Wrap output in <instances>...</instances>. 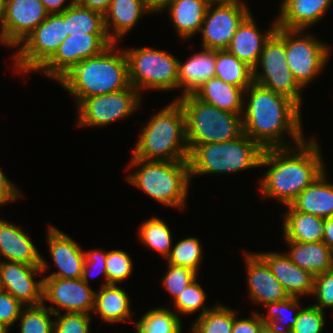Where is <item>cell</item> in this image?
Masks as SVG:
<instances>
[{
  "instance_id": "obj_1",
  "label": "cell",
  "mask_w": 333,
  "mask_h": 333,
  "mask_svg": "<svg viewBox=\"0 0 333 333\" xmlns=\"http://www.w3.org/2000/svg\"><path fill=\"white\" fill-rule=\"evenodd\" d=\"M244 94L249 100H244L243 133L263 150L292 147L306 139L301 108L294 101L254 82ZM286 134L292 143L284 139Z\"/></svg>"
},
{
  "instance_id": "obj_2",
  "label": "cell",
  "mask_w": 333,
  "mask_h": 333,
  "mask_svg": "<svg viewBox=\"0 0 333 333\" xmlns=\"http://www.w3.org/2000/svg\"><path fill=\"white\" fill-rule=\"evenodd\" d=\"M319 141L307 138L292 147L263 151L260 167H269L257 181L263 198H275L284 206L290 203L318 176L327 170Z\"/></svg>"
},
{
  "instance_id": "obj_3",
  "label": "cell",
  "mask_w": 333,
  "mask_h": 333,
  "mask_svg": "<svg viewBox=\"0 0 333 333\" xmlns=\"http://www.w3.org/2000/svg\"><path fill=\"white\" fill-rule=\"evenodd\" d=\"M118 44L112 43L100 54L82 60L58 81L76 99L75 105L85 98L130 86L127 57Z\"/></svg>"
},
{
  "instance_id": "obj_4",
  "label": "cell",
  "mask_w": 333,
  "mask_h": 333,
  "mask_svg": "<svg viewBox=\"0 0 333 333\" xmlns=\"http://www.w3.org/2000/svg\"><path fill=\"white\" fill-rule=\"evenodd\" d=\"M141 127L133 158L156 161H189L184 111L177 100L154 113Z\"/></svg>"
},
{
  "instance_id": "obj_5",
  "label": "cell",
  "mask_w": 333,
  "mask_h": 333,
  "mask_svg": "<svg viewBox=\"0 0 333 333\" xmlns=\"http://www.w3.org/2000/svg\"><path fill=\"white\" fill-rule=\"evenodd\" d=\"M131 167L139 169L126 175L128 183L164 206L179 210L186 206L191 181L189 161L143 160L131 156L126 168Z\"/></svg>"
},
{
  "instance_id": "obj_6",
  "label": "cell",
  "mask_w": 333,
  "mask_h": 333,
  "mask_svg": "<svg viewBox=\"0 0 333 333\" xmlns=\"http://www.w3.org/2000/svg\"><path fill=\"white\" fill-rule=\"evenodd\" d=\"M263 149L249 136L197 145L189 155L190 179L202 175L233 174L260 167Z\"/></svg>"
},
{
  "instance_id": "obj_7",
  "label": "cell",
  "mask_w": 333,
  "mask_h": 333,
  "mask_svg": "<svg viewBox=\"0 0 333 333\" xmlns=\"http://www.w3.org/2000/svg\"><path fill=\"white\" fill-rule=\"evenodd\" d=\"M174 100L184 111L189 152L197 145L230 141L243 133L242 115L207 104L194 94Z\"/></svg>"
},
{
  "instance_id": "obj_8",
  "label": "cell",
  "mask_w": 333,
  "mask_h": 333,
  "mask_svg": "<svg viewBox=\"0 0 333 333\" xmlns=\"http://www.w3.org/2000/svg\"><path fill=\"white\" fill-rule=\"evenodd\" d=\"M123 50L127 57L130 85L140 94L149 89L167 92L178 88L179 59L172 53L150 47Z\"/></svg>"
},
{
  "instance_id": "obj_9",
  "label": "cell",
  "mask_w": 333,
  "mask_h": 333,
  "mask_svg": "<svg viewBox=\"0 0 333 333\" xmlns=\"http://www.w3.org/2000/svg\"><path fill=\"white\" fill-rule=\"evenodd\" d=\"M67 32V9L49 14L18 46L12 55L14 70L19 74L36 72L55 54Z\"/></svg>"
},
{
  "instance_id": "obj_10",
  "label": "cell",
  "mask_w": 333,
  "mask_h": 333,
  "mask_svg": "<svg viewBox=\"0 0 333 333\" xmlns=\"http://www.w3.org/2000/svg\"><path fill=\"white\" fill-rule=\"evenodd\" d=\"M259 68L262 69L261 72ZM253 78L254 83L288 97L301 108L302 88L295 81L287 64L284 28L276 27L266 40L259 61L253 69Z\"/></svg>"
},
{
  "instance_id": "obj_11",
  "label": "cell",
  "mask_w": 333,
  "mask_h": 333,
  "mask_svg": "<svg viewBox=\"0 0 333 333\" xmlns=\"http://www.w3.org/2000/svg\"><path fill=\"white\" fill-rule=\"evenodd\" d=\"M304 32V33H303ZM306 30L285 29V51L288 67L298 85L307 87L325 68L331 48ZM319 39V40H318Z\"/></svg>"
},
{
  "instance_id": "obj_12",
  "label": "cell",
  "mask_w": 333,
  "mask_h": 333,
  "mask_svg": "<svg viewBox=\"0 0 333 333\" xmlns=\"http://www.w3.org/2000/svg\"><path fill=\"white\" fill-rule=\"evenodd\" d=\"M142 95L131 85L123 90L85 98L77 105V127H103L135 113Z\"/></svg>"
},
{
  "instance_id": "obj_13",
  "label": "cell",
  "mask_w": 333,
  "mask_h": 333,
  "mask_svg": "<svg viewBox=\"0 0 333 333\" xmlns=\"http://www.w3.org/2000/svg\"><path fill=\"white\" fill-rule=\"evenodd\" d=\"M249 9L244 0L211 1L200 29L202 47L226 50Z\"/></svg>"
},
{
  "instance_id": "obj_14",
  "label": "cell",
  "mask_w": 333,
  "mask_h": 333,
  "mask_svg": "<svg viewBox=\"0 0 333 333\" xmlns=\"http://www.w3.org/2000/svg\"><path fill=\"white\" fill-rule=\"evenodd\" d=\"M112 42L107 34H71L60 44L55 54L37 71L58 82L84 59L96 56Z\"/></svg>"
},
{
  "instance_id": "obj_15",
  "label": "cell",
  "mask_w": 333,
  "mask_h": 333,
  "mask_svg": "<svg viewBox=\"0 0 333 333\" xmlns=\"http://www.w3.org/2000/svg\"><path fill=\"white\" fill-rule=\"evenodd\" d=\"M43 279V303L48 301V308L59 314L65 312L85 313L92 315L95 305V290L82 278L65 279L41 277ZM58 307V310L56 307Z\"/></svg>"
},
{
  "instance_id": "obj_16",
  "label": "cell",
  "mask_w": 333,
  "mask_h": 333,
  "mask_svg": "<svg viewBox=\"0 0 333 333\" xmlns=\"http://www.w3.org/2000/svg\"><path fill=\"white\" fill-rule=\"evenodd\" d=\"M50 265L42 256L41 265L0 260V274L5 292L12 294L23 306L43 303V279L35 280L48 271ZM42 273V274H41Z\"/></svg>"
},
{
  "instance_id": "obj_17",
  "label": "cell",
  "mask_w": 333,
  "mask_h": 333,
  "mask_svg": "<svg viewBox=\"0 0 333 333\" xmlns=\"http://www.w3.org/2000/svg\"><path fill=\"white\" fill-rule=\"evenodd\" d=\"M48 15L41 0H3L6 46L18 48Z\"/></svg>"
},
{
  "instance_id": "obj_18",
  "label": "cell",
  "mask_w": 333,
  "mask_h": 333,
  "mask_svg": "<svg viewBox=\"0 0 333 333\" xmlns=\"http://www.w3.org/2000/svg\"><path fill=\"white\" fill-rule=\"evenodd\" d=\"M244 262L246 265L247 294L257 305L286 300L289 295L282 284L273 275L268 264L256 253L245 251Z\"/></svg>"
},
{
  "instance_id": "obj_19",
  "label": "cell",
  "mask_w": 333,
  "mask_h": 333,
  "mask_svg": "<svg viewBox=\"0 0 333 333\" xmlns=\"http://www.w3.org/2000/svg\"><path fill=\"white\" fill-rule=\"evenodd\" d=\"M47 232L50 257L58 270L43 277L82 278L85 253L81 246L55 226L49 225Z\"/></svg>"
},
{
  "instance_id": "obj_20",
  "label": "cell",
  "mask_w": 333,
  "mask_h": 333,
  "mask_svg": "<svg viewBox=\"0 0 333 333\" xmlns=\"http://www.w3.org/2000/svg\"><path fill=\"white\" fill-rule=\"evenodd\" d=\"M256 253L268 264L289 297L312 295L314 276L294 264L286 253L278 251Z\"/></svg>"
},
{
  "instance_id": "obj_21",
  "label": "cell",
  "mask_w": 333,
  "mask_h": 333,
  "mask_svg": "<svg viewBox=\"0 0 333 333\" xmlns=\"http://www.w3.org/2000/svg\"><path fill=\"white\" fill-rule=\"evenodd\" d=\"M274 20V22H271V27L263 33L256 25L254 15L250 13L238 26L234 38L226 50L254 69L266 40L276 30L277 18L275 17Z\"/></svg>"
},
{
  "instance_id": "obj_22",
  "label": "cell",
  "mask_w": 333,
  "mask_h": 333,
  "mask_svg": "<svg viewBox=\"0 0 333 333\" xmlns=\"http://www.w3.org/2000/svg\"><path fill=\"white\" fill-rule=\"evenodd\" d=\"M333 0H281L277 27L308 30L318 24L330 9Z\"/></svg>"
},
{
  "instance_id": "obj_23",
  "label": "cell",
  "mask_w": 333,
  "mask_h": 333,
  "mask_svg": "<svg viewBox=\"0 0 333 333\" xmlns=\"http://www.w3.org/2000/svg\"><path fill=\"white\" fill-rule=\"evenodd\" d=\"M153 14L147 7L145 0H111L110 6L104 15L106 33L112 43L122 41L143 18Z\"/></svg>"
},
{
  "instance_id": "obj_24",
  "label": "cell",
  "mask_w": 333,
  "mask_h": 333,
  "mask_svg": "<svg viewBox=\"0 0 333 333\" xmlns=\"http://www.w3.org/2000/svg\"><path fill=\"white\" fill-rule=\"evenodd\" d=\"M0 256L3 261L41 265L42 255L30 236L18 225L0 219Z\"/></svg>"
},
{
  "instance_id": "obj_25",
  "label": "cell",
  "mask_w": 333,
  "mask_h": 333,
  "mask_svg": "<svg viewBox=\"0 0 333 333\" xmlns=\"http://www.w3.org/2000/svg\"><path fill=\"white\" fill-rule=\"evenodd\" d=\"M185 61L178 60L179 97L194 94L205 81L215 77V49L201 47ZM182 88V89H181Z\"/></svg>"
},
{
  "instance_id": "obj_26",
  "label": "cell",
  "mask_w": 333,
  "mask_h": 333,
  "mask_svg": "<svg viewBox=\"0 0 333 333\" xmlns=\"http://www.w3.org/2000/svg\"><path fill=\"white\" fill-rule=\"evenodd\" d=\"M210 2V0H171L162 11H168L177 35L186 41L200 32Z\"/></svg>"
},
{
  "instance_id": "obj_27",
  "label": "cell",
  "mask_w": 333,
  "mask_h": 333,
  "mask_svg": "<svg viewBox=\"0 0 333 333\" xmlns=\"http://www.w3.org/2000/svg\"><path fill=\"white\" fill-rule=\"evenodd\" d=\"M326 170L307 186L291 203L298 211L326 219L333 216V183Z\"/></svg>"
},
{
  "instance_id": "obj_28",
  "label": "cell",
  "mask_w": 333,
  "mask_h": 333,
  "mask_svg": "<svg viewBox=\"0 0 333 333\" xmlns=\"http://www.w3.org/2000/svg\"><path fill=\"white\" fill-rule=\"evenodd\" d=\"M283 240L289 247L286 255L290 260L313 276L333 270V251L321 242H294Z\"/></svg>"
},
{
  "instance_id": "obj_29",
  "label": "cell",
  "mask_w": 333,
  "mask_h": 333,
  "mask_svg": "<svg viewBox=\"0 0 333 333\" xmlns=\"http://www.w3.org/2000/svg\"><path fill=\"white\" fill-rule=\"evenodd\" d=\"M245 90L226 83L218 77H212L194 93L201 101L221 110L234 114H243Z\"/></svg>"
},
{
  "instance_id": "obj_30",
  "label": "cell",
  "mask_w": 333,
  "mask_h": 333,
  "mask_svg": "<svg viewBox=\"0 0 333 333\" xmlns=\"http://www.w3.org/2000/svg\"><path fill=\"white\" fill-rule=\"evenodd\" d=\"M130 298L127 292L117 284L100 286L95 292V305L93 314L101 316L106 323L131 321L135 315L131 311Z\"/></svg>"
},
{
  "instance_id": "obj_31",
  "label": "cell",
  "mask_w": 333,
  "mask_h": 333,
  "mask_svg": "<svg viewBox=\"0 0 333 333\" xmlns=\"http://www.w3.org/2000/svg\"><path fill=\"white\" fill-rule=\"evenodd\" d=\"M283 213V236L288 241L294 242H321L323 240V229L325 219L312 214L298 212L290 205Z\"/></svg>"
},
{
  "instance_id": "obj_32",
  "label": "cell",
  "mask_w": 333,
  "mask_h": 333,
  "mask_svg": "<svg viewBox=\"0 0 333 333\" xmlns=\"http://www.w3.org/2000/svg\"><path fill=\"white\" fill-rule=\"evenodd\" d=\"M215 77L246 90L253 82V68L227 50H215Z\"/></svg>"
},
{
  "instance_id": "obj_33",
  "label": "cell",
  "mask_w": 333,
  "mask_h": 333,
  "mask_svg": "<svg viewBox=\"0 0 333 333\" xmlns=\"http://www.w3.org/2000/svg\"><path fill=\"white\" fill-rule=\"evenodd\" d=\"M182 320L171 308L150 309L134 322L136 333H183Z\"/></svg>"
},
{
  "instance_id": "obj_34",
  "label": "cell",
  "mask_w": 333,
  "mask_h": 333,
  "mask_svg": "<svg viewBox=\"0 0 333 333\" xmlns=\"http://www.w3.org/2000/svg\"><path fill=\"white\" fill-rule=\"evenodd\" d=\"M138 235L144 246L155 250L164 259L169 255L174 244L170 227L157 216L142 222L138 228Z\"/></svg>"
},
{
  "instance_id": "obj_35",
  "label": "cell",
  "mask_w": 333,
  "mask_h": 333,
  "mask_svg": "<svg viewBox=\"0 0 333 333\" xmlns=\"http://www.w3.org/2000/svg\"><path fill=\"white\" fill-rule=\"evenodd\" d=\"M237 310L216 303L213 308L201 316H197L191 324V333H232Z\"/></svg>"
},
{
  "instance_id": "obj_36",
  "label": "cell",
  "mask_w": 333,
  "mask_h": 333,
  "mask_svg": "<svg viewBox=\"0 0 333 333\" xmlns=\"http://www.w3.org/2000/svg\"><path fill=\"white\" fill-rule=\"evenodd\" d=\"M300 303L299 297H288L284 301L267 303L264 305L267 315L260 312L259 315L265 324L272 325L280 332L290 333L297 321Z\"/></svg>"
},
{
  "instance_id": "obj_37",
  "label": "cell",
  "mask_w": 333,
  "mask_h": 333,
  "mask_svg": "<svg viewBox=\"0 0 333 333\" xmlns=\"http://www.w3.org/2000/svg\"><path fill=\"white\" fill-rule=\"evenodd\" d=\"M67 32L71 34H107L104 16L77 2L67 8Z\"/></svg>"
},
{
  "instance_id": "obj_38",
  "label": "cell",
  "mask_w": 333,
  "mask_h": 333,
  "mask_svg": "<svg viewBox=\"0 0 333 333\" xmlns=\"http://www.w3.org/2000/svg\"><path fill=\"white\" fill-rule=\"evenodd\" d=\"M201 241L197 237H186L174 244L166 257V263L188 267L199 274L203 258Z\"/></svg>"
},
{
  "instance_id": "obj_39",
  "label": "cell",
  "mask_w": 333,
  "mask_h": 333,
  "mask_svg": "<svg viewBox=\"0 0 333 333\" xmlns=\"http://www.w3.org/2000/svg\"><path fill=\"white\" fill-rule=\"evenodd\" d=\"M55 314L45 303L36 306H24L19 320L20 333H53Z\"/></svg>"
},
{
  "instance_id": "obj_40",
  "label": "cell",
  "mask_w": 333,
  "mask_h": 333,
  "mask_svg": "<svg viewBox=\"0 0 333 333\" xmlns=\"http://www.w3.org/2000/svg\"><path fill=\"white\" fill-rule=\"evenodd\" d=\"M196 278L188 287H186L183 292L175 299L173 305L175 306L174 312L179 315H192L199 310L198 316L205 314L207 311L211 310L213 307L206 306L207 294L203 290V286L197 282ZM177 311V312H176ZM180 313V314H179Z\"/></svg>"
},
{
  "instance_id": "obj_41",
  "label": "cell",
  "mask_w": 333,
  "mask_h": 333,
  "mask_svg": "<svg viewBox=\"0 0 333 333\" xmlns=\"http://www.w3.org/2000/svg\"><path fill=\"white\" fill-rule=\"evenodd\" d=\"M107 284H120L132 274L133 261L128 252L113 249L107 251L106 259Z\"/></svg>"
},
{
  "instance_id": "obj_42",
  "label": "cell",
  "mask_w": 333,
  "mask_h": 333,
  "mask_svg": "<svg viewBox=\"0 0 333 333\" xmlns=\"http://www.w3.org/2000/svg\"><path fill=\"white\" fill-rule=\"evenodd\" d=\"M167 272L162 277L164 289L171 294L172 302L189 286L197 277L198 273L188 267L174 266L167 263Z\"/></svg>"
},
{
  "instance_id": "obj_43",
  "label": "cell",
  "mask_w": 333,
  "mask_h": 333,
  "mask_svg": "<svg viewBox=\"0 0 333 333\" xmlns=\"http://www.w3.org/2000/svg\"><path fill=\"white\" fill-rule=\"evenodd\" d=\"M325 321V311L313 304L301 306L297 321L290 333H322Z\"/></svg>"
},
{
  "instance_id": "obj_44",
  "label": "cell",
  "mask_w": 333,
  "mask_h": 333,
  "mask_svg": "<svg viewBox=\"0 0 333 333\" xmlns=\"http://www.w3.org/2000/svg\"><path fill=\"white\" fill-rule=\"evenodd\" d=\"M53 333H90L92 315L64 312L55 314Z\"/></svg>"
},
{
  "instance_id": "obj_45",
  "label": "cell",
  "mask_w": 333,
  "mask_h": 333,
  "mask_svg": "<svg viewBox=\"0 0 333 333\" xmlns=\"http://www.w3.org/2000/svg\"><path fill=\"white\" fill-rule=\"evenodd\" d=\"M312 296L316 299L313 305L322 311L333 308V270L314 276Z\"/></svg>"
},
{
  "instance_id": "obj_46",
  "label": "cell",
  "mask_w": 333,
  "mask_h": 333,
  "mask_svg": "<svg viewBox=\"0 0 333 333\" xmlns=\"http://www.w3.org/2000/svg\"><path fill=\"white\" fill-rule=\"evenodd\" d=\"M85 262L83 265V274H82V280L89 285L90 284V280L89 277H94L97 274L100 275V273L103 275L104 277V281L103 284H101L100 286H106L107 284V273H106V259H107V251L103 250V249H92V250H88L85 251ZM92 272V274H91ZM95 275H94V274Z\"/></svg>"
},
{
  "instance_id": "obj_47",
  "label": "cell",
  "mask_w": 333,
  "mask_h": 333,
  "mask_svg": "<svg viewBox=\"0 0 333 333\" xmlns=\"http://www.w3.org/2000/svg\"><path fill=\"white\" fill-rule=\"evenodd\" d=\"M23 305L10 293L0 295V322L12 327L20 317Z\"/></svg>"
},
{
  "instance_id": "obj_48",
  "label": "cell",
  "mask_w": 333,
  "mask_h": 333,
  "mask_svg": "<svg viewBox=\"0 0 333 333\" xmlns=\"http://www.w3.org/2000/svg\"><path fill=\"white\" fill-rule=\"evenodd\" d=\"M250 317L239 318L238 315L234 318V326L232 333H260L262 326L265 324L259 313L252 312Z\"/></svg>"
},
{
  "instance_id": "obj_49",
  "label": "cell",
  "mask_w": 333,
  "mask_h": 333,
  "mask_svg": "<svg viewBox=\"0 0 333 333\" xmlns=\"http://www.w3.org/2000/svg\"><path fill=\"white\" fill-rule=\"evenodd\" d=\"M24 197L22 192L9 180L0 168V207L7 203L16 202V200Z\"/></svg>"
},
{
  "instance_id": "obj_50",
  "label": "cell",
  "mask_w": 333,
  "mask_h": 333,
  "mask_svg": "<svg viewBox=\"0 0 333 333\" xmlns=\"http://www.w3.org/2000/svg\"><path fill=\"white\" fill-rule=\"evenodd\" d=\"M66 1L67 0H41L49 14L62 13L76 2V0H70L69 3L66 4Z\"/></svg>"
},
{
  "instance_id": "obj_51",
  "label": "cell",
  "mask_w": 333,
  "mask_h": 333,
  "mask_svg": "<svg viewBox=\"0 0 333 333\" xmlns=\"http://www.w3.org/2000/svg\"><path fill=\"white\" fill-rule=\"evenodd\" d=\"M76 2L82 7L89 8L104 16L110 6L111 0H76Z\"/></svg>"
},
{
  "instance_id": "obj_52",
  "label": "cell",
  "mask_w": 333,
  "mask_h": 333,
  "mask_svg": "<svg viewBox=\"0 0 333 333\" xmlns=\"http://www.w3.org/2000/svg\"><path fill=\"white\" fill-rule=\"evenodd\" d=\"M322 242L333 251V216L325 219Z\"/></svg>"
},
{
  "instance_id": "obj_53",
  "label": "cell",
  "mask_w": 333,
  "mask_h": 333,
  "mask_svg": "<svg viewBox=\"0 0 333 333\" xmlns=\"http://www.w3.org/2000/svg\"><path fill=\"white\" fill-rule=\"evenodd\" d=\"M171 0H145L147 7L153 14L162 13V10L169 4Z\"/></svg>"
},
{
  "instance_id": "obj_54",
  "label": "cell",
  "mask_w": 333,
  "mask_h": 333,
  "mask_svg": "<svg viewBox=\"0 0 333 333\" xmlns=\"http://www.w3.org/2000/svg\"><path fill=\"white\" fill-rule=\"evenodd\" d=\"M0 44L6 46L5 29L3 25V0H0Z\"/></svg>"
},
{
  "instance_id": "obj_55",
  "label": "cell",
  "mask_w": 333,
  "mask_h": 333,
  "mask_svg": "<svg viewBox=\"0 0 333 333\" xmlns=\"http://www.w3.org/2000/svg\"><path fill=\"white\" fill-rule=\"evenodd\" d=\"M260 333H283V332H280L278 329L274 328L270 324H264L260 330Z\"/></svg>"
},
{
  "instance_id": "obj_56",
  "label": "cell",
  "mask_w": 333,
  "mask_h": 333,
  "mask_svg": "<svg viewBox=\"0 0 333 333\" xmlns=\"http://www.w3.org/2000/svg\"><path fill=\"white\" fill-rule=\"evenodd\" d=\"M10 330V326L5 323L0 322V333H8Z\"/></svg>"
},
{
  "instance_id": "obj_57",
  "label": "cell",
  "mask_w": 333,
  "mask_h": 333,
  "mask_svg": "<svg viewBox=\"0 0 333 333\" xmlns=\"http://www.w3.org/2000/svg\"><path fill=\"white\" fill-rule=\"evenodd\" d=\"M5 292V288L1 279V274H0V295Z\"/></svg>"
}]
</instances>
